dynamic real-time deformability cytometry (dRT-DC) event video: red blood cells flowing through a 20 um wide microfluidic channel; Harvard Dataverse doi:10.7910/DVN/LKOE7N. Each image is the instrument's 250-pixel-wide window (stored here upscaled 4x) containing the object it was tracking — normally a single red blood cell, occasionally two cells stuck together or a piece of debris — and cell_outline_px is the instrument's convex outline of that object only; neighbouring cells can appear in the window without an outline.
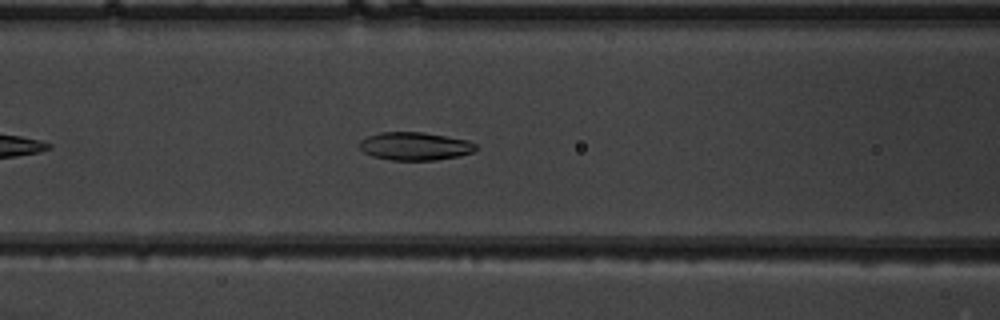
{"species": "common noctule bat (a hibernating species)", "species_latin": "Nyctalus noctula", "temperature_condition": "warm", "stored_images_in_passage": 39, "camera_frame_rate_fps": 3000, "um_per_image_px": 0.085, "animal": {"sex": "male", "body_mass_g": 19.5, "forearm_length_mm": 54.6}, "frame": {"image": 1, "passage_image": 9, "time_ms": 2.667, "image_size_px": [1000, 320], "cell_outline_px": [[476, 148], [472, 152], [460, 156], [436, 160], [392, 160], [372, 156], [364, 152], [360, 148], [360, 140], [368, 136], [380, 132], [424, 132], [468, 140], [476, 144]], "centroid_in_image_um": [35.27, 12.42], "position_along_channel_um": 131.3, "area_um2": 19.02}}
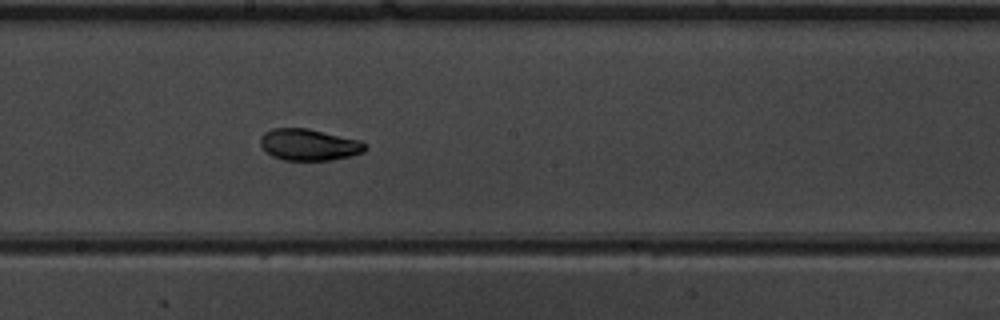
{"frame": {"image": 2, "passage_image": 16, "time_ms": 5.0, "image_size_px": [1000, 320], "cell_outline_px": [[368, 148], [364, 152], [332, 160], [284, 160], [272, 156], [260, 144], [260, 136], [264, 132], [272, 128], [308, 128], [360, 140], [368, 144]], "centroid_in_image_um": [26.28, 12.29], "position_along_channel_um": 221.9, "area_um2": 19.36}}
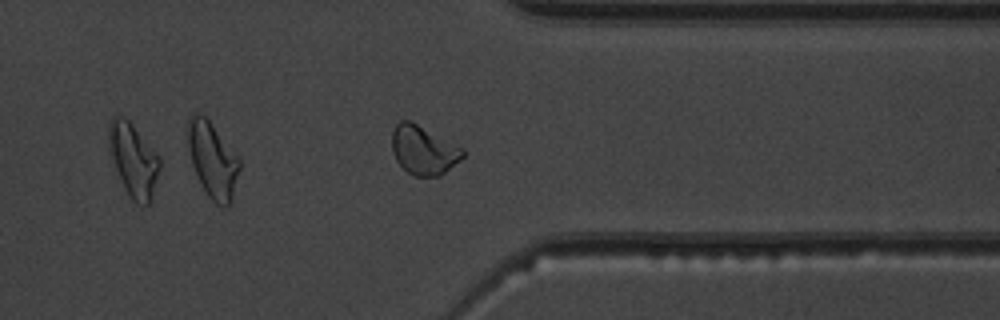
{"frame": {"image": 3, "passage_image": 28, "time_ms": 9.0, "image_size_px": [1000, 320], "cell_outline_px": [[464, 156], [460, 160], [440, 176], [416, 176], [408, 172], [396, 160], [392, 152], [392, 132], [396, 124], [400, 120], [408, 120], [464, 148]], "centroid_in_image_um": [36.0, 12.77], "position_along_channel_um": 375.4, "area_um2": 19.94}, "authors_computed_cell_mechanics": {"area_um2": 19.363, "velocity_mm_per_s": 3.9016, "shape_relaxation_time_tau1_ms": 4.9198, "shape_relaxation_time_tau2_ms": 2.6589, "deformation_change_tau1": 0.183, "deformation_change_tau2": 0.0733}}